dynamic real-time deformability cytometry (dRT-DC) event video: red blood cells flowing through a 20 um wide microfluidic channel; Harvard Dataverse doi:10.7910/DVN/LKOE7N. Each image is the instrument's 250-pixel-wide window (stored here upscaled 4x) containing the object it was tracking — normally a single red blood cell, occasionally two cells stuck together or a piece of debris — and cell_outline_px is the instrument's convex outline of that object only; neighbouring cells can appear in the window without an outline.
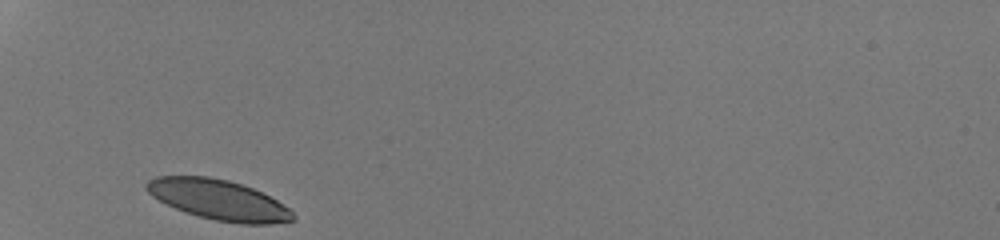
{"species": "human", "species_latin": "Homo sapiens", "temperature_condition": "room temperature", "stored_images_in_passage": 26, "camera_frame_rate_fps": 3000, "um_per_image_px": 0.085, "donor": {"sex": "male"}, "frame": {"image": 1, "passage_image": 1, "time_ms": 0.0, "image_size_px": [1000, 240], "cell_outline_px": [[296, 220], [272, 224], [240, 224], [216, 220], [200, 216], [176, 208], [152, 196], [144, 188], [144, 184], [148, 180], [156, 176], [208, 176], [228, 180], [252, 188], [276, 200], [288, 208], [296, 216]], "centroid_in_image_um": [18.58, 16.98], "position_along_channel_um": 66.4, "area_um2": 33.99}}
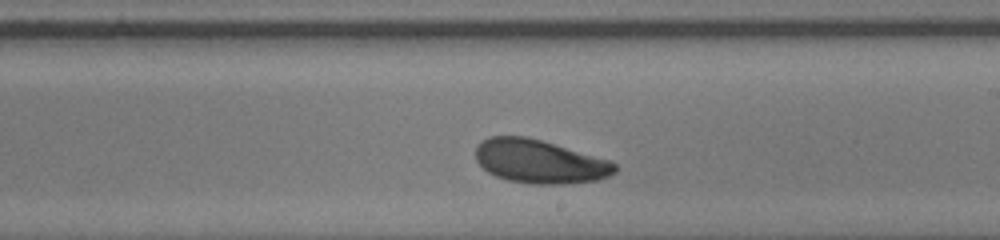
{"frame": {"image": 2, "passage_image": 15, "time_ms": 4.667, "image_size_px": [1000, 240], "cell_outline_px": [[616, 172], [608, 176], [596, 180], [564, 184], [532, 184], [508, 180], [496, 176], [488, 172], [476, 160], [476, 144], [480, 140], [488, 136], [528, 136], [608, 160], [616, 164]], "centroid_in_image_um": [45.82, 13.72], "position_along_channel_um": 243.2, "area_um2": 35.26}}
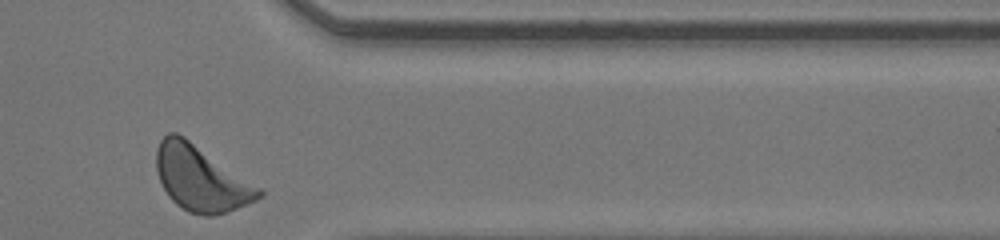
{"frame": {"image": 3, "passage_image": 26, "time_ms": 8.333, "image_size_px": [1000, 240], "cell_outline_px": [[264, 196], [248, 204], [212, 216], [204, 216], [188, 212], [176, 204], [168, 196], [156, 172], [156, 148], [160, 140], [168, 132], [176, 132], [184, 136], [260, 188], [264, 192]], "centroid_in_image_um": [17.05, 15.17], "position_along_channel_um": 394.4, "area_um2": 38.67}, "authors_computed_cell_mechanics": {"area_um2": 35.4603, "velocity_mm_per_s": 4.2045, "shape_relaxation_time_tau1_ms": 2.243, "shape_relaxation_time_tau2_ms": 4.5119, "deformation_change_tau1": 0.1126, "deformation_change_tau2": 0.1222}}